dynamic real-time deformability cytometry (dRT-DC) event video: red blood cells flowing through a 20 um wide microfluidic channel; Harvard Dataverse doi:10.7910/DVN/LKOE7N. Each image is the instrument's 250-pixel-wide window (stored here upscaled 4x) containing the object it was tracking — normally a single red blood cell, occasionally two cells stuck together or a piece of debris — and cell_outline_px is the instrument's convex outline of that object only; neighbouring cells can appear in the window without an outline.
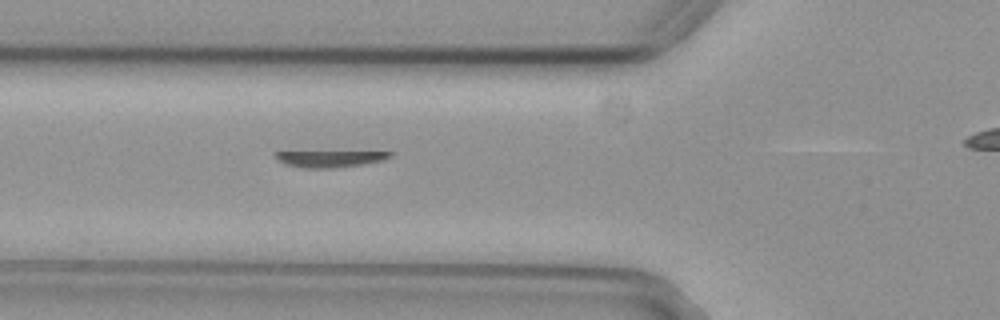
{"species": "common noctule bat (a hibernating species)", "species_latin": "Nyctalus noctula", "temperature_condition": "cold", "stored_images_in_passage": 11, "segment_of_instrument_passage": [2, 3], "camera_frame_rate_fps": 3000, "um_per_image_px": 0.085, "animal": {"sex": "female", "body_mass_g": 29.2, "forearm_length_mm": 56.3}, "frame": {"image": 1, "passage_image": 10, "time_ms": 3.0, "image_size_px": [1000, 320], "cell_outline_px": [[392, 156], [384, 160], [360, 164], [328, 168], [304, 168], [284, 164], [272, 152], [392, 152]], "centroid_in_image_um": [28.03, 13.49], "position_along_channel_um": 97.8, "area_um2": 10.64}}